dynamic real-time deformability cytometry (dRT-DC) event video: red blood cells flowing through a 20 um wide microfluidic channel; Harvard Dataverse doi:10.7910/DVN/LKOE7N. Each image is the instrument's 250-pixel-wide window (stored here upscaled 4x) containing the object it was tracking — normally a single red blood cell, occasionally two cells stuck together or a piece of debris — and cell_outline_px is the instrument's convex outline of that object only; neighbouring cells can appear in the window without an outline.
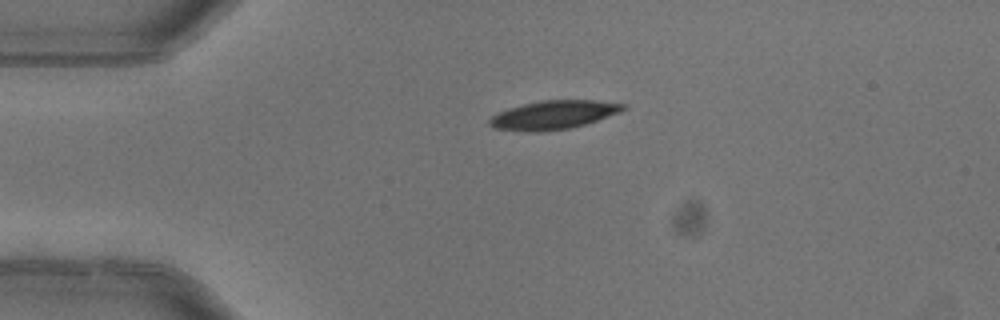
{"species": "common noctule bat (a hibernating species)", "species_latin": "Nyctalus noctula", "temperature_condition": "warm", "stored_images_in_passage": 3, "camera_frame_rate_fps": 3000, "um_per_image_px": 0.085, "animal": {"sex": "female"}, "frame": {"image": 1, "passage_image": 1, "time_ms": 0.0, "image_size_px": [1000, 320], "cell_outline_px": [[628, 108], [620, 112], [572, 128], [544, 132], [528, 132], [496, 128], [488, 124], [488, 120], [492, 116], [508, 108], [540, 100], [596, 100], [628, 104]], "centroid_in_image_um": [47.08, 9.76], "position_along_channel_um": 37.9, "area_um2": 22.43}}